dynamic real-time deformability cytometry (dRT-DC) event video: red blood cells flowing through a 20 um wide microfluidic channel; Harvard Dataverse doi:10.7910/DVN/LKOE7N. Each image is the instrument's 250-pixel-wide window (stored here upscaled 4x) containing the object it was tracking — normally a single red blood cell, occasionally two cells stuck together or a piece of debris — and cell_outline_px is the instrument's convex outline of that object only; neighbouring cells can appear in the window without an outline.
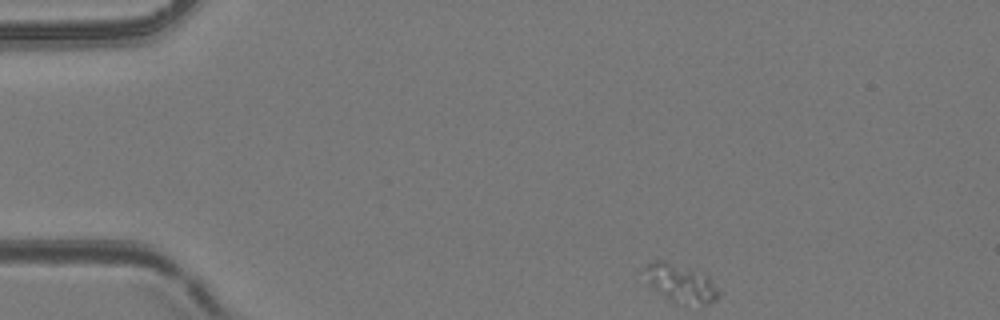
{"species": "common noctule bat (a hibernating species)", "species_latin": "Nyctalus noctula", "temperature_condition": "room temperature", "stored_images_in_passage": 47, "camera_frame_rate_fps": 3000, "um_per_image_px": 0.085, "animal": {"sex": "female", "body_mass_g": 24.6, "forearm_length_mm": 56.2}, "frame": {"image": 1, "passage_image": 1, "time_ms": 0.0, "image_size_px": [1000, 320], "cell_outline_px": [[720, 296], [716, 300], [708, 304], [676, 304], [648, 284], [640, 268], [644, 264], [652, 260], [664, 260], [692, 268], [704, 272], [708, 276], [720, 292]], "centroid_in_image_um": [57.82, 24.03], "position_along_channel_um": 27.2, "area_um2": 17.05}}
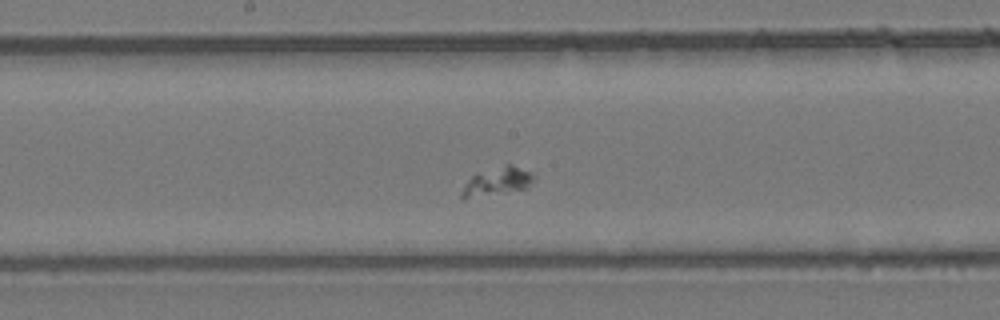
{"frame": {"image": 2, "passage_image": 21, "time_ms": 6.667, "image_size_px": [1000, 320], "cell_outline_px": [[536, 176], [532, 184], [528, 188], [464, 200], [460, 200], [460, 192], [464, 184], [476, 172], [504, 164], [512, 164], [536, 172]], "centroid_in_image_um": [42.27, 15.42], "position_along_channel_um": 205.9, "area_um2": 12.6}}
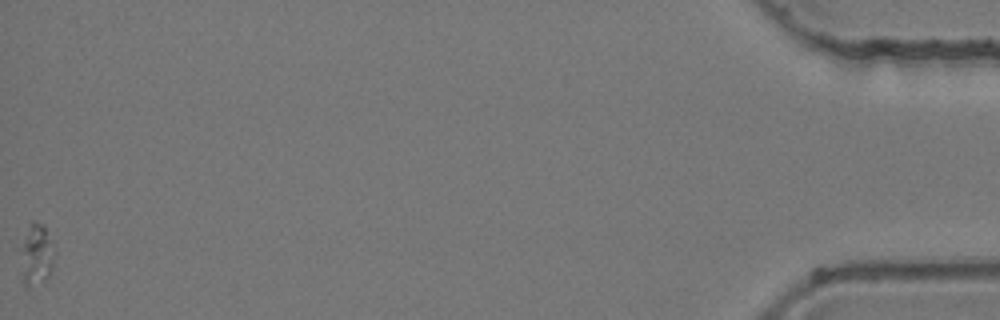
{"frame": {"image": 3, "passage_image": 47, "time_ms": 15.333, "image_size_px": [1000, 320], "cell_outline_px": [[52, 264], [48, 276], [44, 284], [28, 288], [24, 288], [24, 240], [28, 224], [32, 220], [40, 224], [44, 228], [52, 240]], "centroid_in_image_um": [3.13, 21.7], "position_along_channel_um": 432.1, "area_um2": 11.27}}